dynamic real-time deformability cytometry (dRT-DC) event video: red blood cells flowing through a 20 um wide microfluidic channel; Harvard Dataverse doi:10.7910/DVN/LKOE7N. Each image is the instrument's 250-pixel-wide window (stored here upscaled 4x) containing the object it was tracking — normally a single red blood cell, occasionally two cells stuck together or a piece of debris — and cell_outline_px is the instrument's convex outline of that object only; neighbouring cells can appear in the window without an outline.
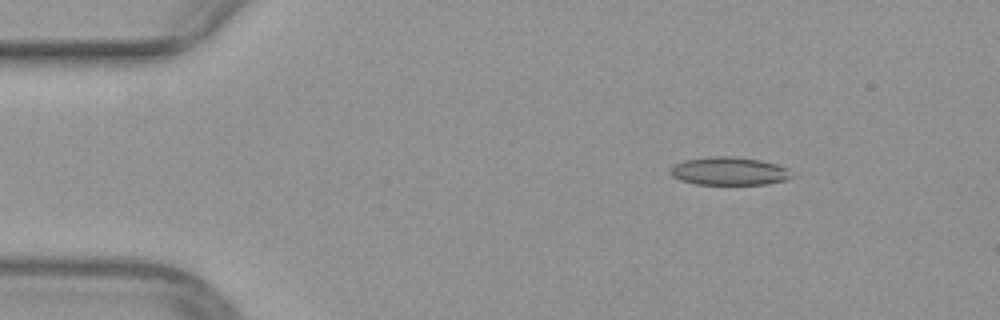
{"species": "common noctule bat (a hibernating species)", "species_latin": "Nyctalus noctula", "temperature_condition": "warm", "stored_images_in_passage": 44, "camera_frame_rate_fps": 3000, "um_per_image_px": 0.085, "animal": {"sex": "female", "body_mass_g": 29.2, "forearm_length_mm": 56.3}, "frame": {"image": 1, "passage_image": 1, "time_ms": 0.0, "image_size_px": [1000, 320], "cell_outline_px": [[796, 176], [784, 180], [768, 184], [696, 184], [680, 180], [672, 176], [668, 172], [676, 164], [684, 160], [712, 156], [728, 156], [760, 160], [776, 164], [788, 168]], "centroid_in_image_um": [62.0, 14.55], "position_along_channel_um": 23.0, "area_um2": 19.88}}
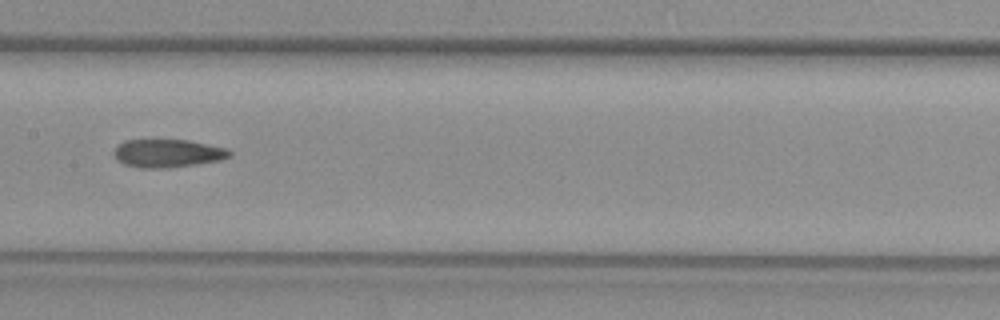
{"frame": {"image": 2, "passage_image": 19, "time_ms": 6.0, "image_size_px": [1000, 320], "cell_outline_px": [[232, 156], [220, 160], [196, 164], [168, 168], [140, 168], [124, 164], [112, 152], [124, 140], [188, 140], [228, 148], [232, 152]], "centroid_in_image_um": [14.3, 13.03], "position_along_channel_um": 193.1, "area_um2": 18.9}}
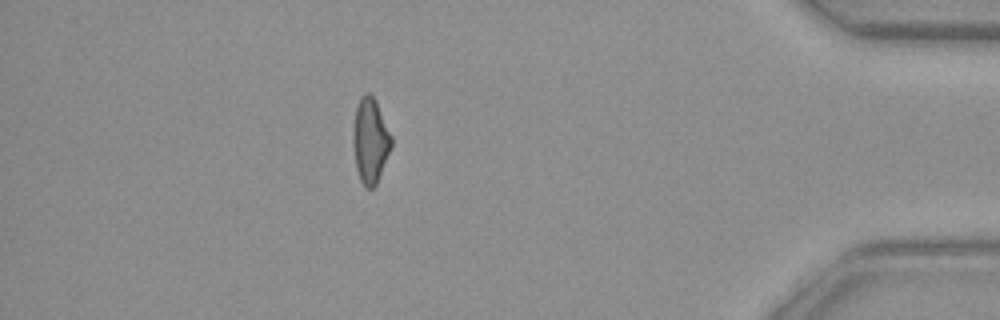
{"frame": {"image": 3, "passage_image": 38, "time_ms": 12.333, "image_size_px": [1000, 320], "cell_outline_px": [[392, 148], [376, 184], [372, 188], [364, 188], [360, 180], [356, 168], [352, 140], [352, 132], [356, 108], [360, 96], [364, 92], [368, 92], [376, 100], [392, 136]], "centroid_in_image_um": [31.47, 11.94], "position_along_channel_um": 403.7, "area_um2": 19.25}}